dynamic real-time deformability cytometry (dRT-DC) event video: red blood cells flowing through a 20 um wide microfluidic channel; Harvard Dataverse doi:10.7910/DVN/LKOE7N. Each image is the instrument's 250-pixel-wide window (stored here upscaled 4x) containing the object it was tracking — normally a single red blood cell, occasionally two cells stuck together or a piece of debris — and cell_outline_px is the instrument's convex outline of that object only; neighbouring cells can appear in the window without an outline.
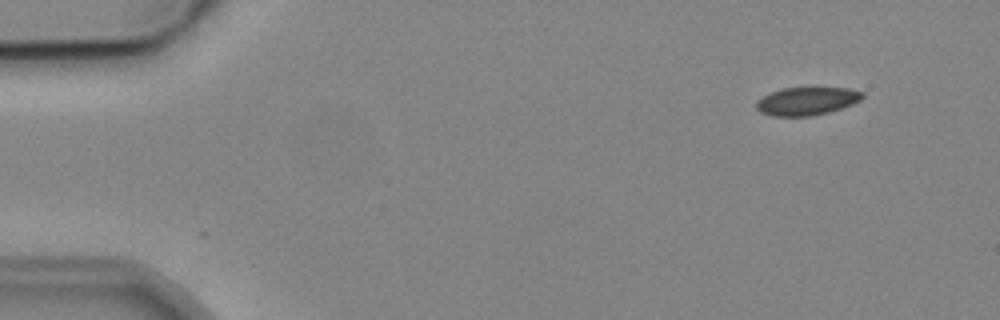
{"species": "common noctule bat (a hibernating species)", "species_latin": "Nyctalus noctula", "temperature_condition": "cold", "stored_images_in_passage": 5, "segment_of_instrument_passage": [2, 2], "camera_frame_rate_fps": 3000, "um_per_image_px": 0.085, "animal": {"sex": "male", "body_mass_g": 19.2, "forearm_length_mm": 51.8}, "frame": {"image": 1, "passage_image": 5, "time_ms": 4.667, "image_size_px": [1000, 320], "cell_outline_px": [[864, 96], [860, 100], [852, 104], [828, 112], [812, 116], [772, 116], [760, 112], [756, 108], [756, 100], [772, 92], [784, 88], [816, 84], [848, 88], [864, 92]], "centroid_in_image_um": [68.61, 8.54], "position_along_channel_um": 16.4, "area_um2": 18.15}}